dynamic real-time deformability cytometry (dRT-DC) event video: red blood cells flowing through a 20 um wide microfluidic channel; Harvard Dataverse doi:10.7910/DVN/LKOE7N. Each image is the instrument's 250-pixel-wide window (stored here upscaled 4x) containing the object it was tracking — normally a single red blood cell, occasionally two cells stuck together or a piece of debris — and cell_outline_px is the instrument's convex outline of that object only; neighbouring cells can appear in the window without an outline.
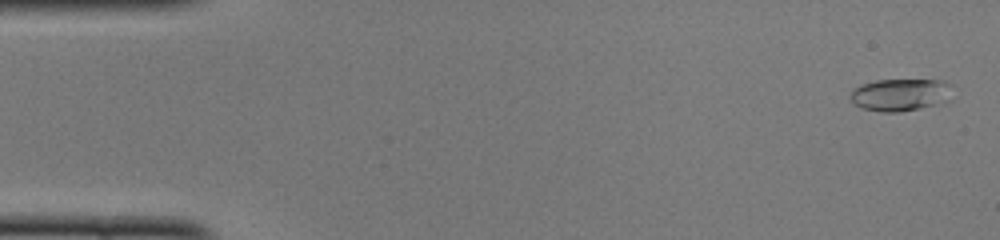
{"species": "common noctule bat (a hibernating species)", "species_latin": "Nyctalus noctula", "temperature_condition": "cold", "stored_images_in_passage": 8, "camera_frame_rate_fps": 3000, "um_per_image_px": 0.085, "animal": {"sex": "female", "body_mass_g": 22.0, "forearm_length_mm": 56.7}, "frame": {"image": 1, "passage_image": 2, "time_ms": 0.333, "image_size_px": [1000, 240], "cell_outline_px": [[952, 84], [944, 100], [920, 108], [900, 112], [880, 112], [860, 108], [848, 96], [860, 84], [876, 80], [944, 80]], "centroid_in_image_um": [76.44, 8.04], "position_along_channel_um": 8.6, "area_um2": 18.84}}